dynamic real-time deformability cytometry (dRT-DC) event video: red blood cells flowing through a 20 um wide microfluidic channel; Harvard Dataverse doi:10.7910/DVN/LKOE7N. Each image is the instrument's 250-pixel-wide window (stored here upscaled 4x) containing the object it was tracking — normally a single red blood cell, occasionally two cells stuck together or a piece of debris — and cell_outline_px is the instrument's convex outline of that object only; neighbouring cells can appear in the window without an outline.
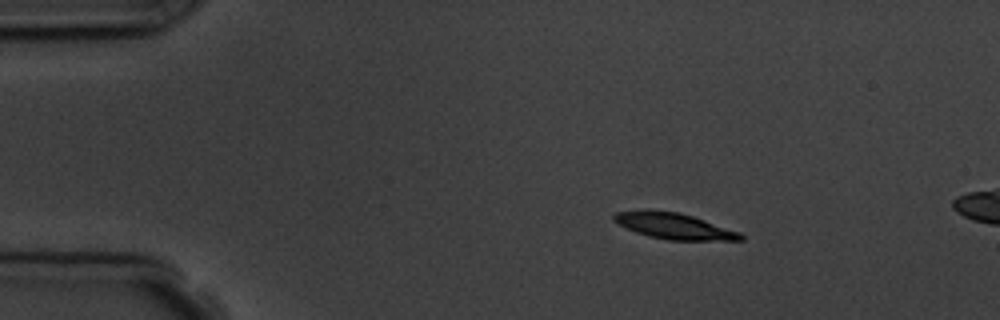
{"species": "common noctule bat (a hibernating species)", "species_latin": "Nyctalus noctula", "temperature_condition": "room temperature", "stored_images_in_passage": 4, "camera_frame_rate_fps": 3000, "um_per_image_px": 0.085, "animal": {"sex": "male", "body_mass_g": 19.5, "forearm_length_mm": 54.6}, "frame": {"image": 1, "passage_image": 2, "time_ms": 1.333, "image_size_px": [1000, 320], "cell_outline_px": [[744, 240], [668, 240], [648, 236], [636, 232], [612, 220], [612, 216], [616, 212], [648, 208], [652, 208], [680, 212], [740, 232], [744, 236]], "centroid_in_image_um": [57.25, 19.18], "position_along_channel_um": 27.7, "area_um2": 19.42}}